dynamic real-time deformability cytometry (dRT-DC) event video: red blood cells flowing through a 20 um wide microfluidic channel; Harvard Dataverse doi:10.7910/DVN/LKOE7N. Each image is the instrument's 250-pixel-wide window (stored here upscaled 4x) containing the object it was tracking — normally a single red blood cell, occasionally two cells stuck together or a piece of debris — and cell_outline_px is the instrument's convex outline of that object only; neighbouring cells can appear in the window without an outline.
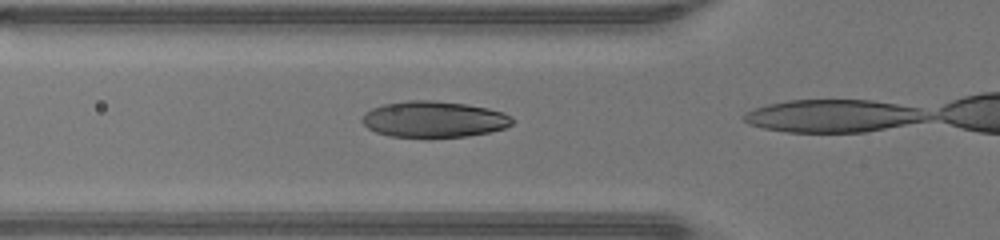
{"species": "human", "species_latin": "Homo sapiens", "temperature_condition": "warm", "stored_images_in_passage": 10, "camera_frame_rate_fps": 3000, "um_per_image_px": 0.085, "donor": {"sex": "male"}, "frame": {"image": 1, "passage_image": 9, "time_ms": 2.667, "image_size_px": [1000, 240], "cell_outline_px": [[516, 120], [512, 124], [504, 128], [488, 132], [468, 136], [388, 136], [376, 132], [368, 128], [360, 120], [364, 112], [372, 108], [384, 104], [408, 100], [432, 100], [464, 104], [488, 108], [504, 112]], "centroid_in_image_um": [36.87, 10.12], "position_along_channel_um": 88.9, "area_um2": 31.44}}